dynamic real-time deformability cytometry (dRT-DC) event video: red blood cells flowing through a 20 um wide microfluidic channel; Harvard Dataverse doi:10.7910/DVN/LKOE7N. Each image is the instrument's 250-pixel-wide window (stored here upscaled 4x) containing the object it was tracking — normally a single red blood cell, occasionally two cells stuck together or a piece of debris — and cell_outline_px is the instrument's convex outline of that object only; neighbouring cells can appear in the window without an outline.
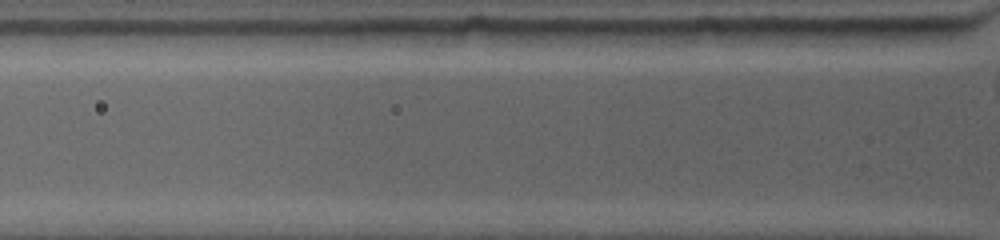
{"species": "common noctule bat (a hibernating species)", "species_latin": "Nyctalus noctula", "temperature_condition": "warm", "stored_images_in_passage": 2, "camera_frame_rate_fps": 4500, "um_per_image_px": 0.085, "animal": {"sex": "female", "body_mass_g": 19.0, "forearm_length_mm": 53.3}, "frame": {"image": 1, "passage_image": 2, "time_ms": 0.444, "image_size_px": [1000, 240], "cell_outline_px": [[948, 36], [916, 44], [812, 44], [800, 32], [800, 28], [948, 28]], "centroid_in_image_um": [74.17, 3.02], "position_along_channel_um": 51.6, "area_um2": 15.66}}